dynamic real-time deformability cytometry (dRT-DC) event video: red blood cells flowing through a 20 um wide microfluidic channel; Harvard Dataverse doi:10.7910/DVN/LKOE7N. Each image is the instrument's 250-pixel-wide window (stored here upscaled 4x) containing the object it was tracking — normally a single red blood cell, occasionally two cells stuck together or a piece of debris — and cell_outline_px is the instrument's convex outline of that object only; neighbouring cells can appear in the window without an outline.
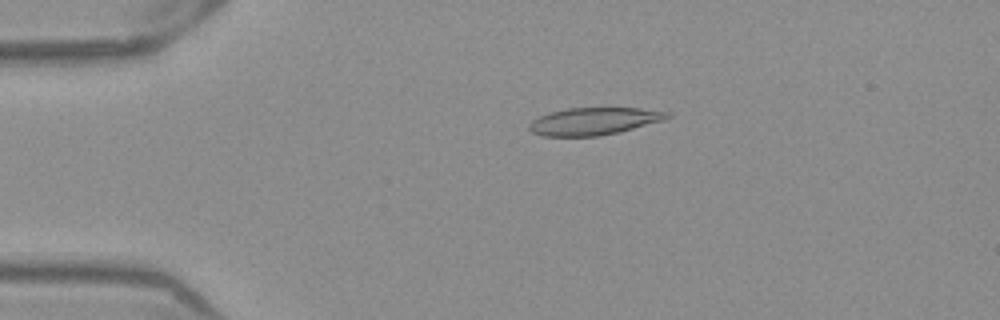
{"species": "Egyptian fruit bat (a non-hibernating species)", "species_latin": "Rousettus aegyptiacus", "temperature_condition": "warm", "stored_images_in_passage": 52, "camera_frame_rate_fps": 3000, "um_per_image_px": 0.085, "frame": {"image": 1, "passage_image": 11, "time_ms": 3.333, "image_size_px": [1000, 320], "cell_outline_px": [[672, 116], [664, 120], [600, 136], [544, 136], [532, 132], [528, 128], [528, 124], [532, 120], [548, 112], [568, 108], [640, 108], [672, 112]], "centroid_in_image_um": [50.48, 10.29], "position_along_channel_um": 34.5, "area_um2": 21.96}}
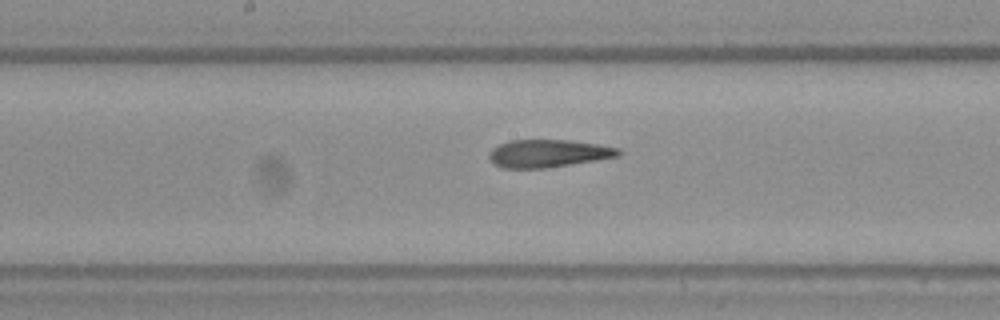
{"frame": {"image": 2, "passage_image": 27, "time_ms": 8.667, "image_size_px": [1000, 320], "cell_outline_px": [[624, 152], [620, 156], [548, 168], [504, 168], [496, 164], [488, 156], [488, 152], [492, 148], [500, 144], [512, 140], [568, 140], [600, 144], [620, 148]], "centroid_in_image_um": [46.66, 13.04], "position_along_channel_um": 201.5, "area_um2": 20.98}}
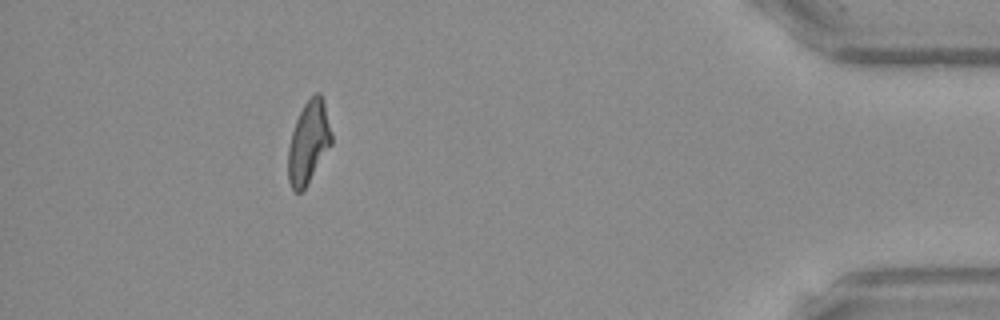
{"frame": {"image": 3, "passage_image": 47, "time_ms": 15.333, "image_size_px": [1000, 320], "cell_outline_px": [[332, 144], [304, 188], [300, 192], [296, 192], [292, 188], [288, 180], [288, 148], [292, 132], [296, 120], [304, 104], [316, 92], [320, 92], [324, 100], [332, 132]], "centroid_in_image_um": [26.24, 12.07], "position_along_channel_um": 409.0, "area_um2": 20.63}, "authors_computed_cell_mechanics": {"area_um2": 21.5305, "velocity_mm_per_s": 3.9264, "shape_relaxation_time_tau1_ms": null, "shape_relaxation_time_tau2_ms": 2.3052, "deformation_change_tau1": null, "deformation_change_tau2": 0.1331}}